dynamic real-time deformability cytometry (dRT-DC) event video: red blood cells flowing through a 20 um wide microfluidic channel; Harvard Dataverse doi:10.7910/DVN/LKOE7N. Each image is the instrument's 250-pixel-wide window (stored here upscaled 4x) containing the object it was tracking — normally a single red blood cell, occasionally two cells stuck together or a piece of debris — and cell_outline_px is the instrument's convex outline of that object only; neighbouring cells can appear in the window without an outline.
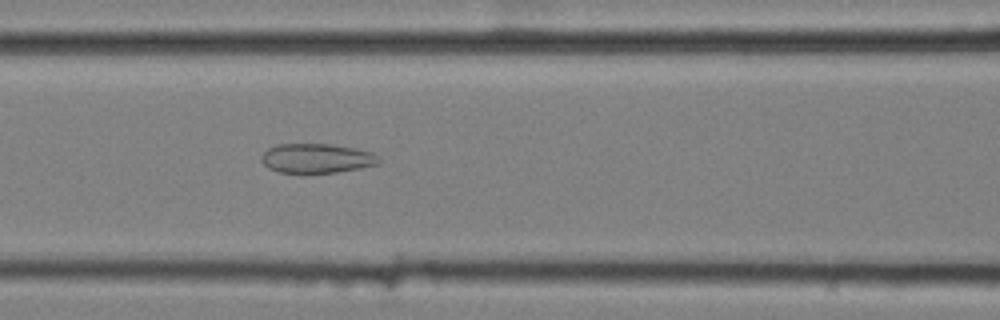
{"species": "common noctule bat (a hibernating species)", "species_latin": "Nyctalus noctula", "temperature_condition": "cold", "stored_images_in_passage": 6, "camera_frame_rate_fps": 3000, "um_per_image_px": 0.085, "animal": {"sex": "female", "body_mass_g": 25.1}, "frame": {"image": 1, "passage_image": 6, "time_ms": 1.667, "image_size_px": [1000, 320], "cell_outline_px": [[376, 164], [360, 168], [336, 172], [280, 172], [268, 168], [260, 160], [260, 156], [268, 148], [276, 144], [332, 144], [356, 148], [372, 152], [376, 156]], "centroid_in_image_um": [26.85, 13.44], "position_along_channel_um": 139.8, "area_um2": 19.88}}